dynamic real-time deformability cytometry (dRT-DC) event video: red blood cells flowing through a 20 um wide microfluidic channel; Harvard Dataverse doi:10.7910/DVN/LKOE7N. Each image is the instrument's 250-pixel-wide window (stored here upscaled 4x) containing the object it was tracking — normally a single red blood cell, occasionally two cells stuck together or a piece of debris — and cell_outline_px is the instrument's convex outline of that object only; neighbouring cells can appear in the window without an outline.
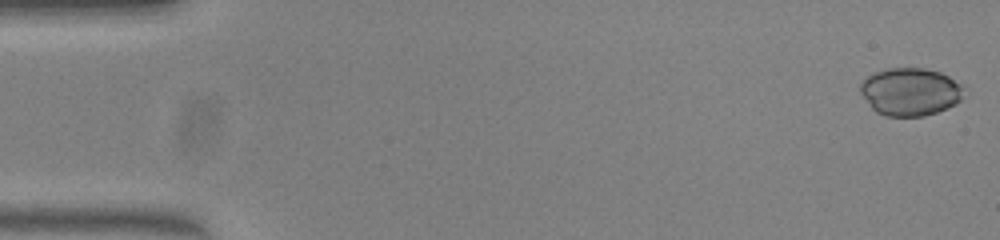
{"species": "common noctule bat (a hibernating species)", "species_latin": "Nyctalus noctula", "temperature_condition": "warm", "stored_images_in_passage": 22, "camera_frame_rate_fps": 3000, "um_per_image_px": 0.085, "animal": {"sex": "female", "body_mass_g": 23.0, "forearm_length_mm": 53.4}, "frame": {"image": 1, "passage_image": 1, "time_ms": 0.0, "image_size_px": [1000, 240], "cell_outline_px": [[968, 96], [956, 104], [936, 112], [924, 116], [888, 116], [876, 112], [872, 108], [860, 92], [860, 84], [868, 76], [876, 72], [888, 68], [924, 68], [940, 72], [948, 76], [960, 84], [964, 88]], "centroid_in_image_um": [77.42, 7.8], "position_along_channel_um": 7.6, "area_um2": 28.96}}
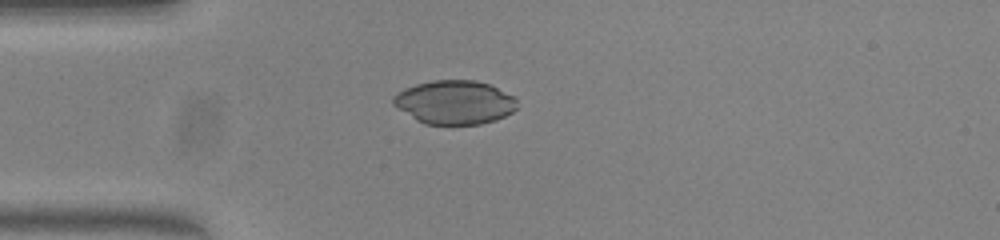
{"frame": {"image": 2, "passage_image": 14, "time_ms": 4.333, "image_size_px": [1000, 240], "cell_outline_px": [[516, 108], [512, 112], [496, 120], [480, 124], [424, 124], [416, 120], [392, 104], [392, 96], [404, 88], [416, 84], [432, 80], [476, 80], [488, 84], [512, 96], [516, 100]], "centroid_in_image_um": [38.6, 8.69], "position_along_channel_um": 46.4, "area_um2": 31.44}}